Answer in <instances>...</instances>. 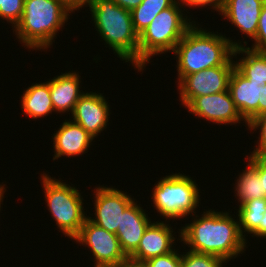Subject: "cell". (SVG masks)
<instances>
[{
	"label": "cell",
	"instance_id": "obj_4",
	"mask_svg": "<svg viewBox=\"0 0 266 267\" xmlns=\"http://www.w3.org/2000/svg\"><path fill=\"white\" fill-rule=\"evenodd\" d=\"M72 11L60 0H24L16 36L29 49H47Z\"/></svg>",
	"mask_w": 266,
	"mask_h": 267
},
{
	"label": "cell",
	"instance_id": "obj_19",
	"mask_svg": "<svg viewBox=\"0 0 266 267\" xmlns=\"http://www.w3.org/2000/svg\"><path fill=\"white\" fill-rule=\"evenodd\" d=\"M21 101L22 111L32 119H38L54 112L50 96V80L28 87L22 95Z\"/></svg>",
	"mask_w": 266,
	"mask_h": 267
},
{
	"label": "cell",
	"instance_id": "obj_14",
	"mask_svg": "<svg viewBox=\"0 0 266 267\" xmlns=\"http://www.w3.org/2000/svg\"><path fill=\"white\" fill-rule=\"evenodd\" d=\"M228 91L245 124L258 116V103L261 101V86L250 82L235 67L231 73Z\"/></svg>",
	"mask_w": 266,
	"mask_h": 267
},
{
	"label": "cell",
	"instance_id": "obj_27",
	"mask_svg": "<svg viewBox=\"0 0 266 267\" xmlns=\"http://www.w3.org/2000/svg\"><path fill=\"white\" fill-rule=\"evenodd\" d=\"M181 262H182V255L177 253V250L175 249L162 256H157L154 258H151L144 263L148 267H181Z\"/></svg>",
	"mask_w": 266,
	"mask_h": 267
},
{
	"label": "cell",
	"instance_id": "obj_32",
	"mask_svg": "<svg viewBox=\"0 0 266 267\" xmlns=\"http://www.w3.org/2000/svg\"><path fill=\"white\" fill-rule=\"evenodd\" d=\"M120 7L132 11L134 8L138 7L143 0H112Z\"/></svg>",
	"mask_w": 266,
	"mask_h": 267
},
{
	"label": "cell",
	"instance_id": "obj_25",
	"mask_svg": "<svg viewBox=\"0 0 266 267\" xmlns=\"http://www.w3.org/2000/svg\"><path fill=\"white\" fill-rule=\"evenodd\" d=\"M24 11V0H0V17L15 26L20 22Z\"/></svg>",
	"mask_w": 266,
	"mask_h": 267
},
{
	"label": "cell",
	"instance_id": "obj_28",
	"mask_svg": "<svg viewBox=\"0 0 266 267\" xmlns=\"http://www.w3.org/2000/svg\"><path fill=\"white\" fill-rule=\"evenodd\" d=\"M254 40V44L250 49L259 52H266V2L262 6L258 22V30Z\"/></svg>",
	"mask_w": 266,
	"mask_h": 267
},
{
	"label": "cell",
	"instance_id": "obj_17",
	"mask_svg": "<svg viewBox=\"0 0 266 267\" xmlns=\"http://www.w3.org/2000/svg\"><path fill=\"white\" fill-rule=\"evenodd\" d=\"M59 130L53 134L55 154L53 160L61 156H78L86 153L93 137L73 120L63 122Z\"/></svg>",
	"mask_w": 266,
	"mask_h": 267
},
{
	"label": "cell",
	"instance_id": "obj_16",
	"mask_svg": "<svg viewBox=\"0 0 266 267\" xmlns=\"http://www.w3.org/2000/svg\"><path fill=\"white\" fill-rule=\"evenodd\" d=\"M266 0H224L221 14L234 26L239 28L241 34L255 38L262 6Z\"/></svg>",
	"mask_w": 266,
	"mask_h": 267
},
{
	"label": "cell",
	"instance_id": "obj_3",
	"mask_svg": "<svg viewBox=\"0 0 266 267\" xmlns=\"http://www.w3.org/2000/svg\"><path fill=\"white\" fill-rule=\"evenodd\" d=\"M89 8L96 30L121 60L138 69L139 35L133 27L131 11L112 0H92Z\"/></svg>",
	"mask_w": 266,
	"mask_h": 267
},
{
	"label": "cell",
	"instance_id": "obj_12",
	"mask_svg": "<svg viewBox=\"0 0 266 267\" xmlns=\"http://www.w3.org/2000/svg\"><path fill=\"white\" fill-rule=\"evenodd\" d=\"M110 110L102 94L84 93L72 111L73 121L82 126L93 138L106 129Z\"/></svg>",
	"mask_w": 266,
	"mask_h": 267
},
{
	"label": "cell",
	"instance_id": "obj_33",
	"mask_svg": "<svg viewBox=\"0 0 266 267\" xmlns=\"http://www.w3.org/2000/svg\"><path fill=\"white\" fill-rule=\"evenodd\" d=\"M263 215L264 217L262 218V223L251 233L253 236L266 238V211Z\"/></svg>",
	"mask_w": 266,
	"mask_h": 267
},
{
	"label": "cell",
	"instance_id": "obj_6",
	"mask_svg": "<svg viewBox=\"0 0 266 267\" xmlns=\"http://www.w3.org/2000/svg\"><path fill=\"white\" fill-rule=\"evenodd\" d=\"M45 201L56 225L65 236L74 239L80 232L87 216L83 210L81 194L75 187L42 174Z\"/></svg>",
	"mask_w": 266,
	"mask_h": 267
},
{
	"label": "cell",
	"instance_id": "obj_30",
	"mask_svg": "<svg viewBox=\"0 0 266 267\" xmlns=\"http://www.w3.org/2000/svg\"><path fill=\"white\" fill-rule=\"evenodd\" d=\"M181 3L192 7L212 6L215 11L221 12L224 0H181Z\"/></svg>",
	"mask_w": 266,
	"mask_h": 267
},
{
	"label": "cell",
	"instance_id": "obj_1",
	"mask_svg": "<svg viewBox=\"0 0 266 267\" xmlns=\"http://www.w3.org/2000/svg\"><path fill=\"white\" fill-rule=\"evenodd\" d=\"M182 228L179 237L190 251L217 256L226 262L245 251L246 239L241 235L239 221L228 212L210 209Z\"/></svg>",
	"mask_w": 266,
	"mask_h": 267
},
{
	"label": "cell",
	"instance_id": "obj_20",
	"mask_svg": "<svg viewBox=\"0 0 266 267\" xmlns=\"http://www.w3.org/2000/svg\"><path fill=\"white\" fill-rule=\"evenodd\" d=\"M245 54V57L235 62V68L250 82H255L259 86L266 84V52H259L250 49V47L234 48L233 56Z\"/></svg>",
	"mask_w": 266,
	"mask_h": 267
},
{
	"label": "cell",
	"instance_id": "obj_10",
	"mask_svg": "<svg viewBox=\"0 0 266 267\" xmlns=\"http://www.w3.org/2000/svg\"><path fill=\"white\" fill-rule=\"evenodd\" d=\"M95 219L87 217L91 222L105 230L117 233L121 216L125 209L134 201L123 191L111 187H98L94 191Z\"/></svg>",
	"mask_w": 266,
	"mask_h": 267
},
{
	"label": "cell",
	"instance_id": "obj_24",
	"mask_svg": "<svg viewBox=\"0 0 266 267\" xmlns=\"http://www.w3.org/2000/svg\"><path fill=\"white\" fill-rule=\"evenodd\" d=\"M224 262L220 257L189 250L182 255L181 267H222Z\"/></svg>",
	"mask_w": 266,
	"mask_h": 267
},
{
	"label": "cell",
	"instance_id": "obj_7",
	"mask_svg": "<svg viewBox=\"0 0 266 267\" xmlns=\"http://www.w3.org/2000/svg\"><path fill=\"white\" fill-rule=\"evenodd\" d=\"M152 193L154 207L166 219H180L195 213L200 200L196 182L180 173L161 178Z\"/></svg>",
	"mask_w": 266,
	"mask_h": 267
},
{
	"label": "cell",
	"instance_id": "obj_2",
	"mask_svg": "<svg viewBox=\"0 0 266 267\" xmlns=\"http://www.w3.org/2000/svg\"><path fill=\"white\" fill-rule=\"evenodd\" d=\"M241 46H244L241 42H233L193 24L173 50L178 57V81L186 75L224 65L233 56L234 48Z\"/></svg>",
	"mask_w": 266,
	"mask_h": 267
},
{
	"label": "cell",
	"instance_id": "obj_9",
	"mask_svg": "<svg viewBox=\"0 0 266 267\" xmlns=\"http://www.w3.org/2000/svg\"><path fill=\"white\" fill-rule=\"evenodd\" d=\"M232 60L233 57L224 65L186 75L178 82L182 105L186 107L195 97L228 90L229 79L235 67V61Z\"/></svg>",
	"mask_w": 266,
	"mask_h": 267
},
{
	"label": "cell",
	"instance_id": "obj_22",
	"mask_svg": "<svg viewBox=\"0 0 266 267\" xmlns=\"http://www.w3.org/2000/svg\"><path fill=\"white\" fill-rule=\"evenodd\" d=\"M247 168L239 175L235 186L236 197L240 205L252 199H263L262 181H260L258 171L248 163Z\"/></svg>",
	"mask_w": 266,
	"mask_h": 267
},
{
	"label": "cell",
	"instance_id": "obj_35",
	"mask_svg": "<svg viewBox=\"0 0 266 267\" xmlns=\"http://www.w3.org/2000/svg\"><path fill=\"white\" fill-rule=\"evenodd\" d=\"M120 267H148L144 262H138L131 259H128L122 266Z\"/></svg>",
	"mask_w": 266,
	"mask_h": 267
},
{
	"label": "cell",
	"instance_id": "obj_13",
	"mask_svg": "<svg viewBox=\"0 0 266 267\" xmlns=\"http://www.w3.org/2000/svg\"><path fill=\"white\" fill-rule=\"evenodd\" d=\"M164 222L151 223L145 230L138 248L128 259L145 262L151 258L166 255L173 251V229Z\"/></svg>",
	"mask_w": 266,
	"mask_h": 267
},
{
	"label": "cell",
	"instance_id": "obj_21",
	"mask_svg": "<svg viewBox=\"0 0 266 267\" xmlns=\"http://www.w3.org/2000/svg\"><path fill=\"white\" fill-rule=\"evenodd\" d=\"M178 0H143L131 11L134 30L140 35L152 20L164 9L173 6Z\"/></svg>",
	"mask_w": 266,
	"mask_h": 267
},
{
	"label": "cell",
	"instance_id": "obj_8",
	"mask_svg": "<svg viewBox=\"0 0 266 267\" xmlns=\"http://www.w3.org/2000/svg\"><path fill=\"white\" fill-rule=\"evenodd\" d=\"M73 240L91 249L95 261L94 267H120L128 260L116 234L105 230L88 218Z\"/></svg>",
	"mask_w": 266,
	"mask_h": 267
},
{
	"label": "cell",
	"instance_id": "obj_11",
	"mask_svg": "<svg viewBox=\"0 0 266 267\" xmlns=\"http://www.w3.org/2000/svg\"><path fill=\"white\" fill-rule=\"evenodd\" d=\"M188 112L217 124H236L245 121L228 90L195 97L187 106Z\"/></svg>",
	"mask_w": 266,
	"mask_h": 267
},
{
	"label": "cell",
	"instance_id": "obj_31",
	"mask_svg": "<svg viewBox=\"0 0 266 267\" xmlns=\"http://www.w3.org/2000/svg\"><path fill=\"white\" fill-rule=\"evenodd\" d=\"M62 1L72 12L75 10H80L82 6L87 5L91 3L92 0H60Z\"/></svg>",
	"mask_w": 266,
	"mask_h": 267
},
{
	"label": "cell",
	"instance_id": "obj_5",
	"mask_svg": "<svg viewBox=\"0 0 266 267\" xmlns=\"http://www.w3.org/2000/svg\"><path fill=\"white\" fill-rule=\"evenodd\" d=\"M162 10L139 35L138 72L149 63L152 56L173 51L186 31L193 25L191 19L183 17L181 1ZM186 17V18H185Z\"/></svg>",
	"mask_w": 266,
	"mask_h": 267
},
{
	"label": "cell",
	"instance_id": "obj_36",
	"mask_svg": "<svg viewBox=\"0 0 266 267\" xmlns=\"http://www.w3.org/2000/svg\"><path fill=\"white\" fill-rule=\"evenodd\" d=\"M5 184L4 185H0V208H1V202L3 201L2 199L4 198V192H5Z\"/></svg>",
	"mask_w": 266,
	"mask_h": 267
},
{
	"label": "cell",
	"instance_id": "obj_15",
	"mask_svg": "<svg viewBox=\"0 0 266 267\" xmlns=\"http://www.w3.org/2000/svg\"><path fill=\"white\" fill-rule=\"evenodd\" d=\"M151 224L142 207L132 202L123 212L116 236L122 251L129 257L137 248L142 236Z\"/></svg>",
	"mask_w": 266,
	"mask_h": 267
},
{
	"label": "cell",
	"instance_id": "obj_23",
	"mask_svg": "<svg viewBox=\"0 0 266 267\" xmlns=\"http://www.w3.org/2000/svg\"><path fill=\"white\" fill-rule=\"evenodd\" d=\"M265 207L266 198L252 199L239 205L237 211L239 229L244 238H246L245 232L251 234L262 223L263 214L266 211Z\"/></svg>",
	"mask_w": 266,
	"mask_h": 267
},
{
	"label": "cell",
	"instance_id": "obj_34",
	"mask_svg": "<svg viewBox=\"0 0 266 267\" xmlns=\"http://www.w3.org/2000/svg\"><path fill=\"white\" fill-rule=\"evenodd\" d=\"M266 112V84L261 86V101L258 103V115Z\"/></svg>",
	"mask_w": 266,
	"mask_h": 267
},
{
	"label": "cell",
	"instance_id": "obj_18",
	"mask_svg": "<svg viewBox=\"0 0 266 267\" xmlns=\"http://www.w3.org/2000/svg\"><path fill=\"white\" fill-rule=\"evenodd\" d=\"M80 77L74 72H65L50 80V96L54 112H71L80 97L85 93L80 91Z\"/></svg>",
	"mask_w": 266,
	"mask_h": 267
},
{
	"label": "cell",
	"instance_id": "obj_29",
	"mask_svg": "<svg viewBox=\"0 0 266 267\" xmlns=\"http://www.w3.org/2000/svg\"><path fill=\"white\" fill-rule=\"evenodd\" d=\"M249 163L258 171L260 181H262V193L266 198V155H250L247 156Z\"/></svg>",
	"mask_w": 266,
	"mask_h": 267
},
{
	"label": "cell",
	"instance_id": "obj_26",
	"mask_svg": "<svg viewBox=\"0 0 266 267\" xmlns=\"http://www.w3.org/2000/svg\"><path fill=\"white\" fill-rule=\"evenodd\" d=\"M247 126L251 130H261L258 137V146L256 145V149L253 150L251 155H266V112L252 119Z\"/></svg>",
	"mask_w": 266,
	"mask_h": 267
}]
</instances>
